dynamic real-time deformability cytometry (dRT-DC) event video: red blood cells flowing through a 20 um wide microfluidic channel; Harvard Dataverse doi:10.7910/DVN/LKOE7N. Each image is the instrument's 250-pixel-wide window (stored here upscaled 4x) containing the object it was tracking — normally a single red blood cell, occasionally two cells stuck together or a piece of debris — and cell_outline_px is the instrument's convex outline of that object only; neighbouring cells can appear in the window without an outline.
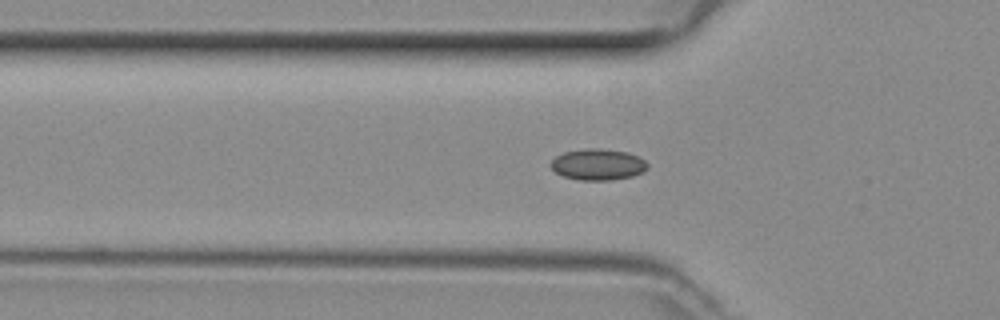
{"species": "common noctule bat (a hibernating species)", "species_latin": "Nyctalus noctula", "temperature_condition": "room temperature", "stored_images_in_passage": 37, "camera_frame_rate_fps": 3000, "um_per_image_px": 0.085, "animal": {"sex": "female", "body_mass_g": 29.2, "forearm_length_mm": 56.3}, "frame": {"image": 1, "passage_image": 3, "time_ms": 0.667, "image_size_px": [1000, 320], "cell_outline_px": [[648, 168], [644, 172], [632, 176], [612, 180], [580, 180], [564, 176], [556, 172], [552, 168], [552, 160], [556, 156], [564, 152], [588, 148], [600, 148], [628, 152], [644, 160], [648, 164]], "centroid_in_image_um": [50.85, 13.98], "position_along_channel_um": 74.9, "area_um2": 17.51}}
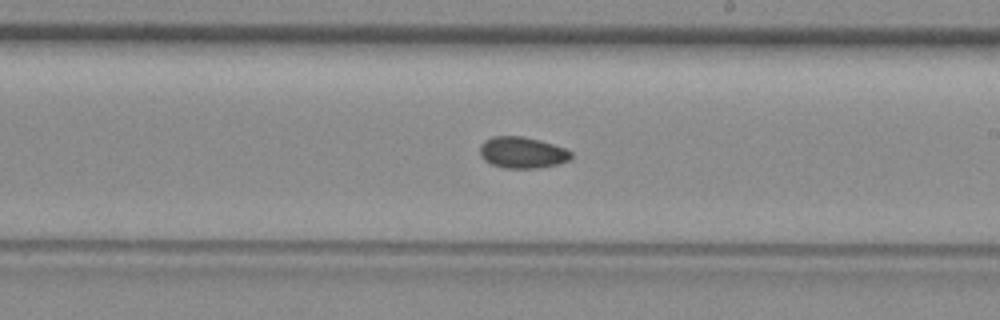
{"frame": {"image": 2, "passage_image": 15, "time_ms": 4.667, "image_size_px": [1000, 320], "cell_outline_px": [[572, 160], [556, 164], [536, 168], [504, 168], [492, 164], [484, 160], [480, 156], [480, 144], [484, 140], [492, 136], [524, 136], [540, 140], [564, 148], [572, 152]], "centroid_in_image_um": [44.38, 12.96], "position_along_channel_um": 244.6, "area_um2": 16.76}}
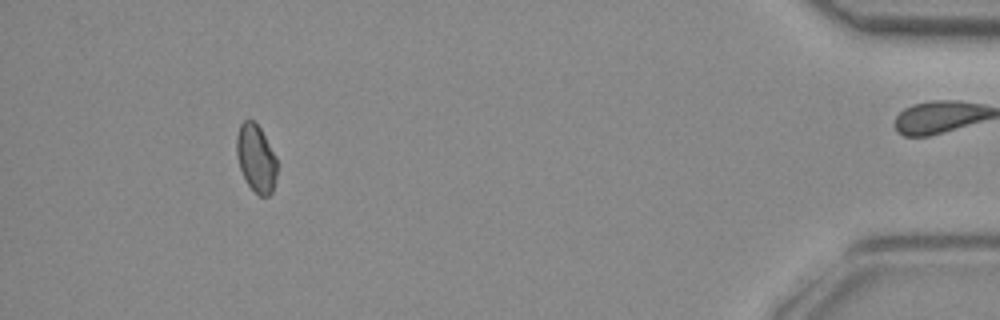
{"frame": {"image": 3, "passage_image": 32, "time_ms": 10.333, "image_size_px": [1000, 320], "cell_outline_px": [[276, 180], [272, 192], [268, 196], [260, 196], [248, 184], [240, 168], [236, 152], [236, 136], [240, 124], [244, 120], [252, 120], [260, 128], [276, 156]], "centroid_in_image_um": [21.76, 13.45], "position_along_channel_um": 413.4, "area_um2": 15.78}}